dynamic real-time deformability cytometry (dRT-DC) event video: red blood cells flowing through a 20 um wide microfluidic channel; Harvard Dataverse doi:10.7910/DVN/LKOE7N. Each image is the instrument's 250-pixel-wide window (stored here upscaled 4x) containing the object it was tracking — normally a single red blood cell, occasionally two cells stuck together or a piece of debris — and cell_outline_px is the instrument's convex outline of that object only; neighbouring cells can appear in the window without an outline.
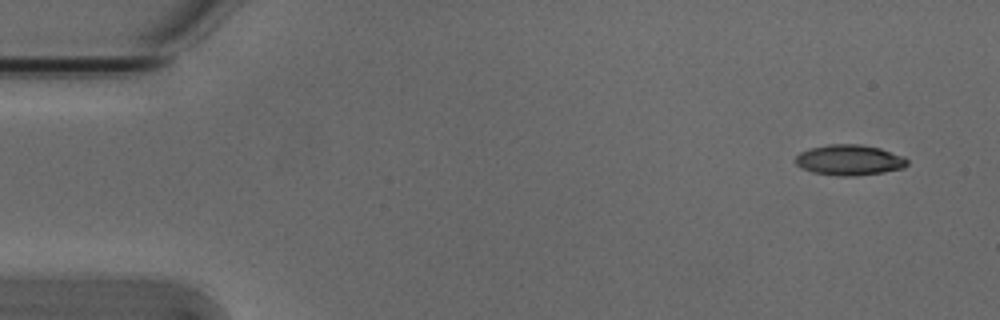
{"species": "Egyptian fruit bat (a non-hibernating species)", "species_latin": "Rousettus aegyptiacus", "temperature_condition": "cold", "stored_images_in_passage": 5, "camera_frame_rate_fps": 3000, "um_per_image_px": 0.085, "animal": {"sex": "male"}, "frame": {"image": 1, "passage_image": 1, "time_ms": 0.0, "image_size_px": [1000, 320], "cell_outline_px": [[908, 164], [904, 168], [884, 172], [856, 176], [836, 176], [812, 172], [800, 168], [796, 164], [796, 156], [800, 152], [812, 148], [828, 144], [860, 144], [880, 148], [904, 156], [908, 160]], "centroid_in_image_um": [72.21, 13.61], "position_along_channel_um": 12.8, "area_um2": 20.06}}
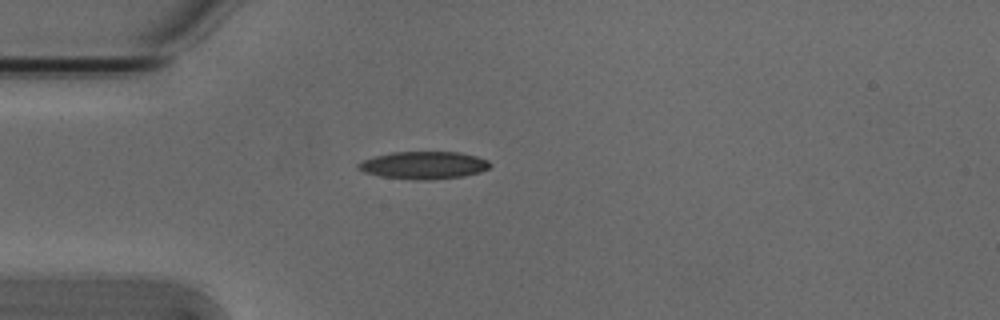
{"frame": {"image": 2, "passage_image": 4, "time_ms": 1.0, "image_size_px": [1000, 320], "cell_outline_px": [[492, 164], [488, 168], [480, 172], [464, 176], [428, 180], [412, 180], [380, 176], [364, 172], [356, 168], [356, 164], [364, 160], [376, 156], [392, 152], [460, 152], [476, 156], [488, 160]], "centroid_in_image_um": [36.02, 14.05], "position_along_channel_um": 49.0, "area_um2": 21.21}}